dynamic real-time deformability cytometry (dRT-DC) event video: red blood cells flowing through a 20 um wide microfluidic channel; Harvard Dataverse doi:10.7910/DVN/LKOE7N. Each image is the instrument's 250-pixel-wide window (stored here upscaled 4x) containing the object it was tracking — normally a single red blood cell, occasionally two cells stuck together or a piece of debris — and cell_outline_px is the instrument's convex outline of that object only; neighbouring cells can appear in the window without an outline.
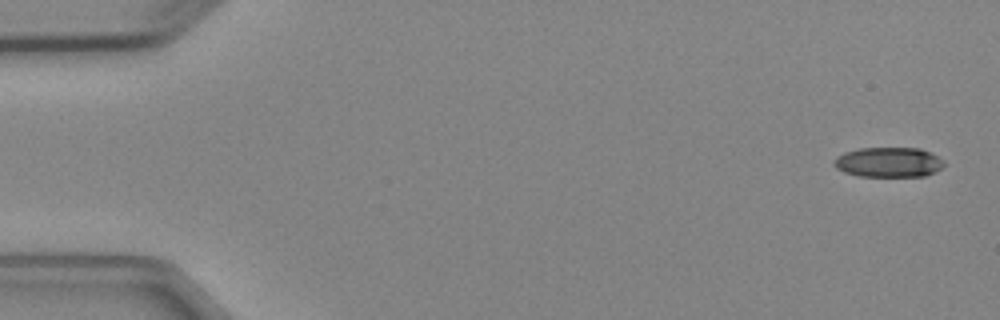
{"species": "Egyptian fruit bat (a non-hibernating species)", "species_latin": "Rousettus aegyptiacus", "temperature_condition": "cold", "stored_images_in_passage": 4, "camera_frame_rate_fps": 3000, "um_per_image_px": 0.085, "animal": {"sex": "female"}, "frame": {"image": 1, "passage_image": 1, "time_ms": 0.0, "image_size_px": [1000, 320], "cell_outline_px": [[944, 164], [936, 172], [924, 176], [860, 176], [844, 172], [836, 168], [832, 164], [832, 160], [836, 156], [844, 152], [860, 148], [920, 148], [944, 160]], "centroid_in_image_um": [75.48, 13.79], "position_along_channel_um": 9.5, "area_um2": 19.25}}
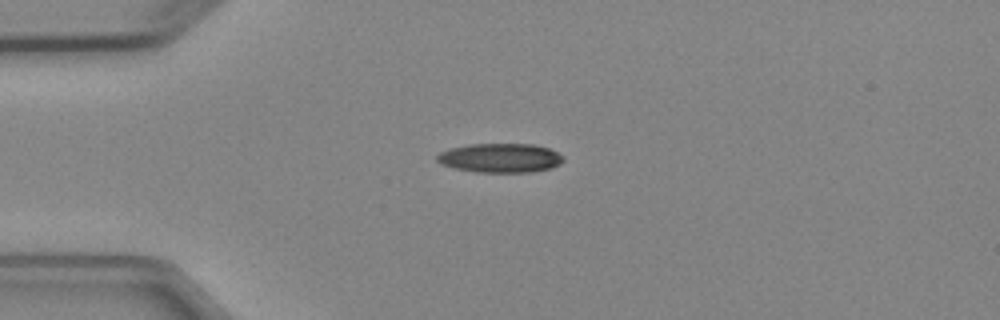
{"frame": {"image": 2, "passage_image": 4, "time_ms": 3.667, "image_size_px": [1000, 320], "cell_outline_px": [[564, 160], [560, 164], [552, 168], [532, 172], [476, 172], [456, 168], [440, 164], [436, 160], [436, 156], [440, 152], [448, 148], [468, 144], [532, 144], [548, 148], [564, 156]], "centroid_in_image_um": [42.51, 13.42], "position_along_channel_um": 42.5, "area_um2": 21.62}}